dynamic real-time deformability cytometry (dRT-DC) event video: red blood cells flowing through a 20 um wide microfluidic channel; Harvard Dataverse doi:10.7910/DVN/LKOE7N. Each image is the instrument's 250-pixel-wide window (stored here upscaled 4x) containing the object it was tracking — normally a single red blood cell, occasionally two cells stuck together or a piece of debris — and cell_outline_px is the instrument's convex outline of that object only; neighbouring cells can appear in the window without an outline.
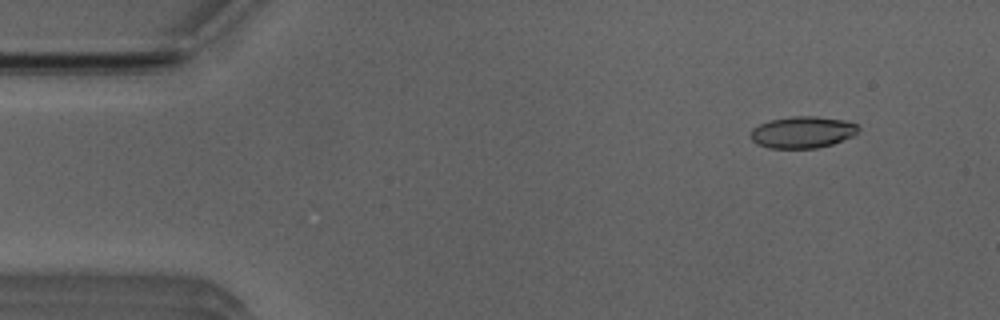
{"species": "Egyptian fruit bat (a non-hibernating species)", "species_latin": "Rousettus aegyptiacus", "temperature_condition": "room temperature", "stored_images_in_passage": 52, "camera_frame_rate_fps": 3000, "um_per_image_px": 0.085, "animal": {"sex": "male"}, "frame": {"image": 1, "passage_image": 5, "time_ms": 1.333, "image_size_px": [1000, 320], "cell_outline_px": [[860, 128], [852, 136], [832, 144], [816, 148], [768, 148], [756, 144], [748, 136], [752, 128], [760, 124], [772, 120], [792, 116], [816, 116], [844, 120], [856, 124]], "centroid_in_image_um": [68.17, 11.24], "position_along_channel_um": 16.8, "area_um2": 19.88}}
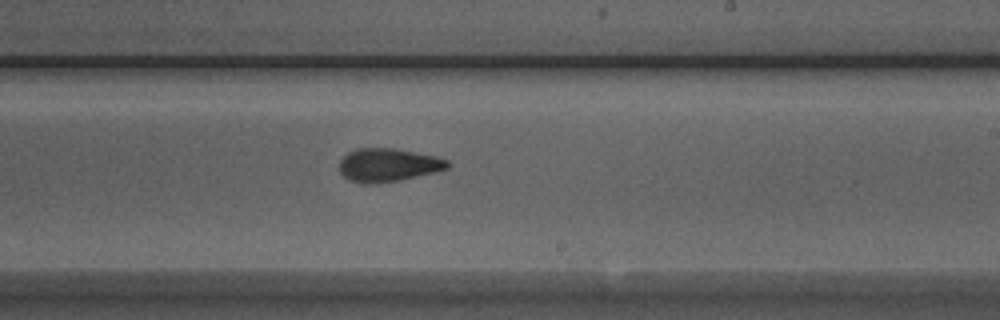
{"frame": {"image": 2, "passage_image": 30, "time_ms": 9.667, "image_size_px": [1000, 320], "cell_outline_px": [[448, 168], [436, 172], [396, 180], [368, 184], [364, 184], [348, 180], [340, 172], [340, 160], [348, 152], [356, 148], [396, 148], [436, 156], [448, 160]], "centroid_in_image_um": [32.97, 14.01], "position_along_channel_um": 256.0, "area_um2": 20.87}}
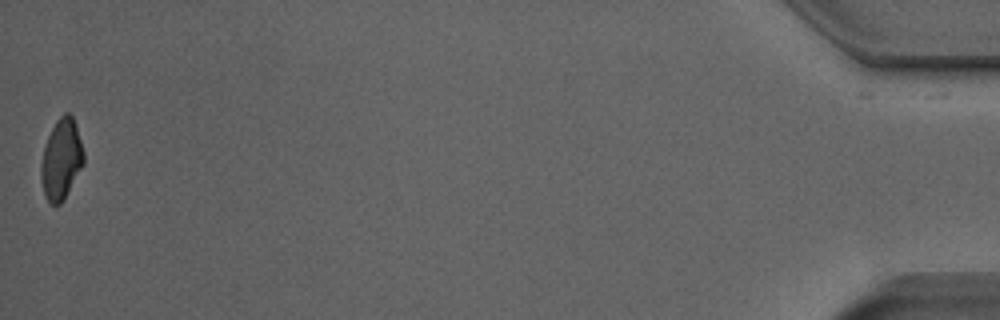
{"frame": {"image": 3, "passage_image": 51, "time_ms": 16.667, "image_size_px": [1000, 320], "cell_outline_px": [[84, 164], [64, 200], [60, 204], [52, 204], [44, 196], [40, 176], [40, 164], [44, 148], [48, 136], [56, 120], [64, 112], [68, 112], [72, 116], [84, 152]], "centroid_in_image_um": [5.2, 13.56], "position_along_channel_um": 430.0, "area_um2": 20.0}, "authors_computed_cell_mechanics": {"area_um2": 20.4901, "velocity_mm_per_s": 3.9799, "shape_relaxation_time_tau1_ms": 6.195, "shape_relaxation_time_tau2_ms": 1.824, "deformation_change_tau1": 0.1703, "deformation_change_tau2": 0.0769}}